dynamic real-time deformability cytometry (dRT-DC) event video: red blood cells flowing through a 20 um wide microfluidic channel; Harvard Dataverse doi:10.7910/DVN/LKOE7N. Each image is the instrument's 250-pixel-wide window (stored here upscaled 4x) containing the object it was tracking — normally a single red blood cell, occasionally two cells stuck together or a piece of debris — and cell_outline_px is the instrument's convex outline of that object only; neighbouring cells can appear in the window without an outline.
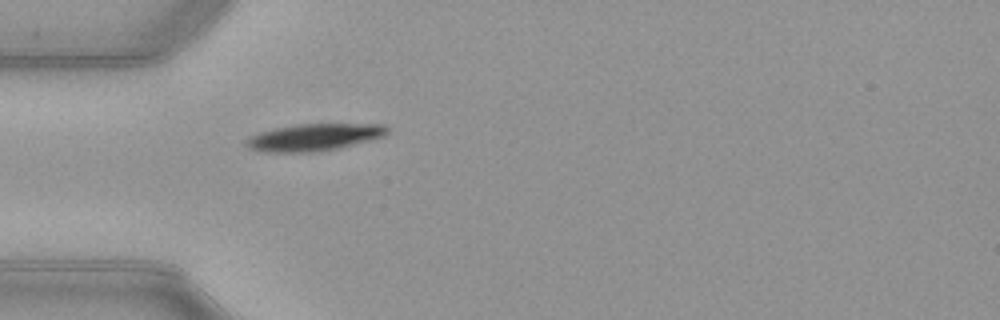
{"species": "common noctule bat (a hibernating species)", "species_latin": "Nyctalus noctula", "temperature_condition": "warm", "stored_images_in_passage": 35, "camera_frame_rate_fps": 3000, "um_per_image_px": 0.085, "animal": {"sex": "female", "body_mass_g": 21.9}, "frame": {"image": 1, "passage_image": 5, "time_ms": 1.333, "image_size_px": [1000, 320], "cell_outline_px": [[388, 132], [384, 136], [340, 148], [312, 152], [264, 152], [248, 148], [244, 144], [244, 140], [248, 136], [260, 132], [276, 128], [296, 124], [384, 124], [388, 128]], "centroid_in_image_um": [26.65, 11.67], "position_along_channel_um": 58.3, "area_um2": 22.31}}
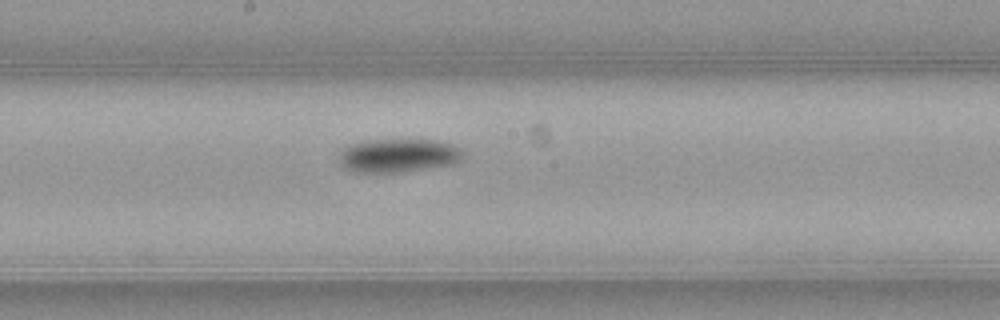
{"frame": {"image": 2, "passage_image": 17, "time_ms": 5.333, "image_size_px": [1000, 320], "cell_outline_px": [[464, 160], [456, 164], [404, 172], [352, 172], [344, 168], [340, 164], [336, 156], [344, 148], [352, 144], [372, 140], [436, 140], [452, 144], [460, 148], [464, 152]], "centroid_in_image_um": [33.89, 13.24], "position_along_channel_um": 214.3, "area_um2": 24.68}}
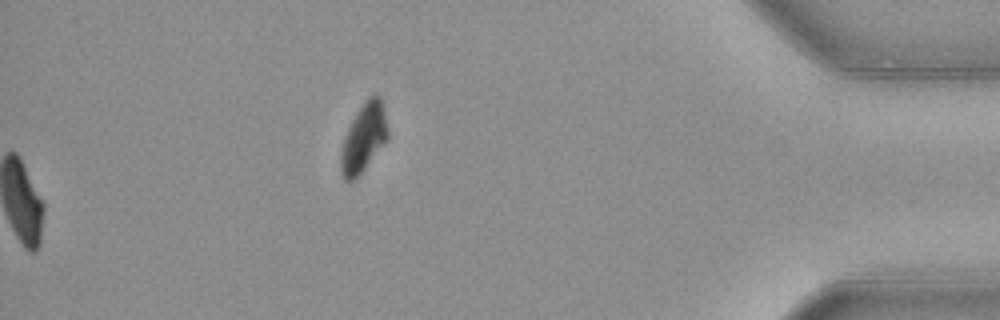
{"frame": {"image": 3, "passage_image": 35, "time_ms": 11.333, "image_size_px": [1000, 320], "cell_outline_px": [[388, 140], [364, 168], [352, 180], [344, 180], [340, 172], [340, 152], [344, 136], [352, 120], [364, 100], [368, 96], [380, 96], [384, 108], [388, 128]], "centroid_in_image_um": [30.91, 11.69], "position_along_channel_um": 404.3, "area_um2": 18.67}, "authors_computed_cell_mechanics": {"area_um2": 23.0044, "velocity_mm_per_s": 3.9737, "shape_relaxation_time_tau1_ms": 1.9168, "shape_relaxation_time_tau2_ms": null, "deformation_change_tau1": 0.102, "deformation_change_tau2": null}}